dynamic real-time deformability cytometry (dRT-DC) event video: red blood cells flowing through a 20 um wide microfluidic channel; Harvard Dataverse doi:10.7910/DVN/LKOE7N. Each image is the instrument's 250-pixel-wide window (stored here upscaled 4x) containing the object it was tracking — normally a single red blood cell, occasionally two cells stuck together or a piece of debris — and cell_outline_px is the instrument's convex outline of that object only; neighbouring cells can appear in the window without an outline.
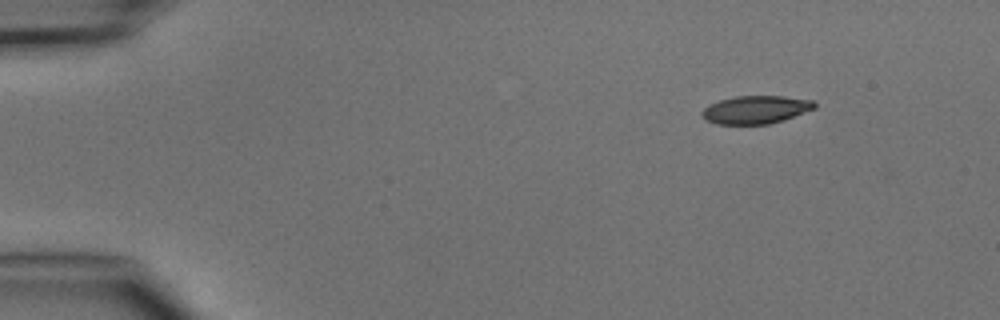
{"species": "common noctule bat (a hibernating species)", "species_latin": "Nyctalus noctula", "temperature_condition": "cold", "stored_images_in_passage": 3, "camera_frame_rate_fps": 3000, "um_per_image_px": 0.085, "animal": {"sex": "male", "body_mass_g": 15.6}, "frame": {"image": 1, "passage_image": 1, "time_ms": 0.0, "image_size_px": [1000, 320], "cell_outline_px": [[816, 108], [784, 120], [768, 124], [716, 124], [708, 120], [700, 112], [708, 104], [720, 100], [736, 96], [784, 96], [812, 100], [816, 104]], "centroid_in_image_um": [64.25, 9.32], "position_along_channel_um": 20.7, "area_um2": 18.32}}